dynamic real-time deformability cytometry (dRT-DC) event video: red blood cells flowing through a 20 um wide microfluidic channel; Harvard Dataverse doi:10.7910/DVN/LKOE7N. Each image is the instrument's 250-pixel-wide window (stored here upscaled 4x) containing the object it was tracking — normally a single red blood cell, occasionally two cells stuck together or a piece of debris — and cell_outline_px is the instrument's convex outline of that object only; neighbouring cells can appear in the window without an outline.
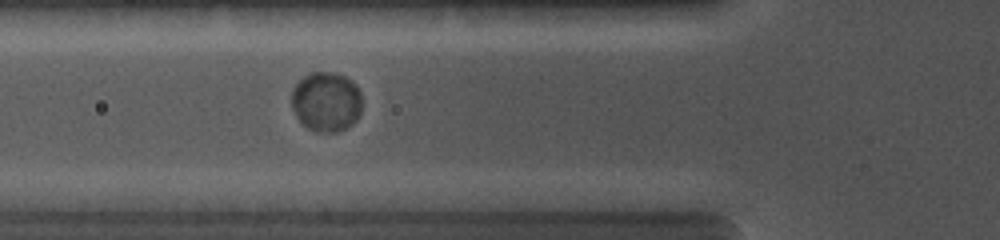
{"species": "common noctule bat (a hibernating species)", "species_latin": "Nyctalus noctula", "temperature_condition": "cold", "stored_images_in_passage": 21, "camera_frame_rate_fps": 5000, "um_per_image_px": 0.085, "animal": {"sex": "female", "body_mass_g": 19.0, "forearm_length_mm": 56.7}, "frame": {"image": 1, "passage_image": 4, "time_ms": 2.4, "image_size_px": [1000, 240], "cell_outline_px": [[360, 116], [352, 124], [336, 132], [320, 132], [308, 128], [296, 116], [292, 108], [292, 88], [304, 76], [312, 72], [332, 72], [344, 76], [356, 84], [360, 92]], "centroid_in_image_um": [27.73, 8.64], "position_along_channel_um": 98.1, "area_um2": 24.39}}
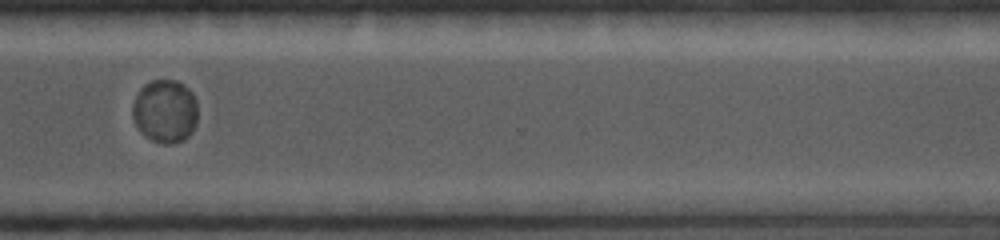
{"frame": {"image": 2, "passage_image": 15, "time_ms": 8.2, "image_size_px": [1000, 240], "cell_outline_px": [[196, 124], [192, 132], [184, 140], [168, 144], [164, 144], [152, 140], [144, 136], [140, 132], [132, 116], [132, 108], [136, 96], [140, 88], [144, 84], [152, 80], [176, 80], [184, 84], [192, 92], [196, 100]], "centroid_in_image_um": [14.03, 9.45], "position_along_channel_um": 356.6, "area_um2": 24.16}}
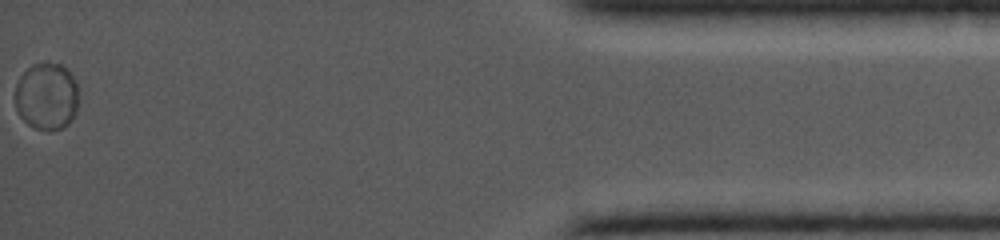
{"frame": {"image": 3, "passage_image": 21, "time_ms": 11.4, "image_size_px": [1000, 240], "cell_outline_px": [[76, 112], [72, 120], [64, 128], [36, 128], [28, 124], [20, 116], [16, 108], [16, 84], [20, 76], [32, 64], [60, 64], [72, 76], [76, 84]], "centroid_in_image_um": [3.95, 8.19], "position_along_channel_um": 431.3, "area_um2": 24.16}}